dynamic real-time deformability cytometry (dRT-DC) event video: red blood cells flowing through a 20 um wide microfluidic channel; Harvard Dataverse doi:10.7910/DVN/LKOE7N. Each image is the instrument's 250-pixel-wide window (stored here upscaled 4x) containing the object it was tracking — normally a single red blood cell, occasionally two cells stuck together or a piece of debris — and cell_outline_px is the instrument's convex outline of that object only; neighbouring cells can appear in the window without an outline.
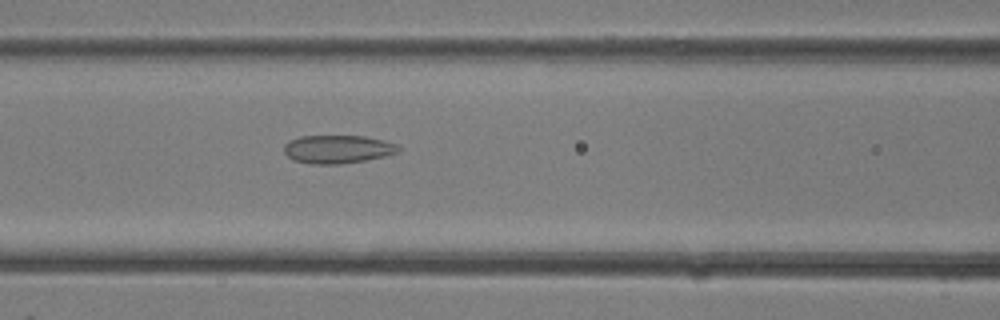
{"species": "common noctule bat (a hibernating species)", "species_latin": "Nyctalus noctula", "temperature_condition": "room temperature", "stored_images_in_passage": 20, "camera_frame_rate_fps": 3000, "um_per_image_px": 0.085, "animal": {"sex": "female"}, "frame": {"image": 1, "passage_image": 5, "time_ms": 1.333, "image_size_px": [1000, 320], "cell_outline_px": [[400, 152], [384, 156], [364, 160], [340, 164], [312, 164], [292, 160], [284, 152], [284, 144], [288, 140], [300, 136], [364, 136], [384, 140], [396, 144], [400, 148]], "centroid_in_image_um": [28.68, 12.68], "position_along_channel_um": 137.9, "area_um2": 18.9}}
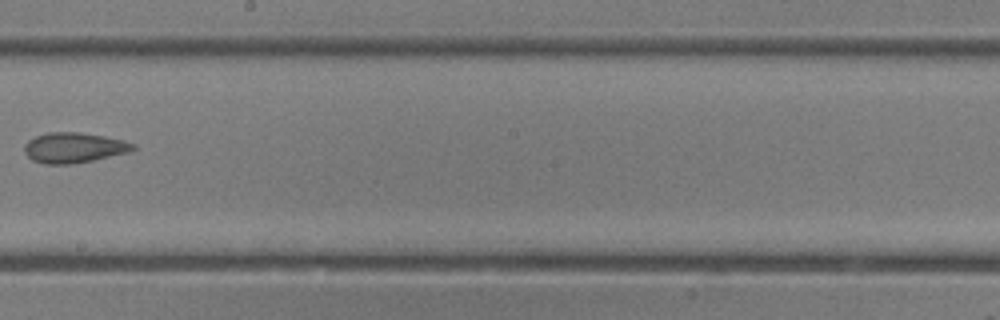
{"frame": {"image": 2, "passage_image": 10, "time_ms": 3.0, "image_size_px": [1000, 320], "cell_outline_px": [[136, 148], [128, 152], [92, 160], [72, 164], [44, 164], [32, 160], [24, 152], [24, 144], [28, 140], [36, 136], [48, 132], [80, 132], [104, 136], [124, 140], [136, 144]], "centroid_in_image_um": [6.27, 12.55], "position_along_channel_um": 241.9, "area_um2": 19.19}}
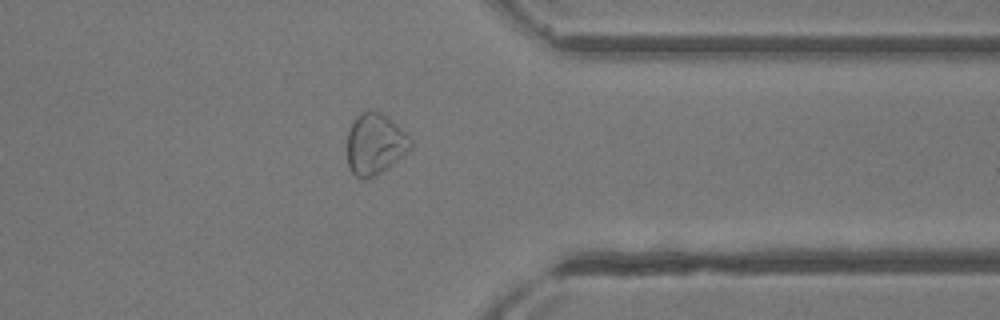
{"frame": {"image": 3, "passage_image": 17, "time_ms": 5.333, "image_size_px": [1000, 320], "cell_outline_px": [[412, 148], [408, 152], [376, 176], [368, 180], [360, 180], [348, 168], [348, 132], [356, 116], [360, 112], [380, 112], [388, 116], [412, 140]], "centroid_in_image_um": [31.88, 12.28], "position_along_channel_um": 379.5, "area_um2": 22.6}}